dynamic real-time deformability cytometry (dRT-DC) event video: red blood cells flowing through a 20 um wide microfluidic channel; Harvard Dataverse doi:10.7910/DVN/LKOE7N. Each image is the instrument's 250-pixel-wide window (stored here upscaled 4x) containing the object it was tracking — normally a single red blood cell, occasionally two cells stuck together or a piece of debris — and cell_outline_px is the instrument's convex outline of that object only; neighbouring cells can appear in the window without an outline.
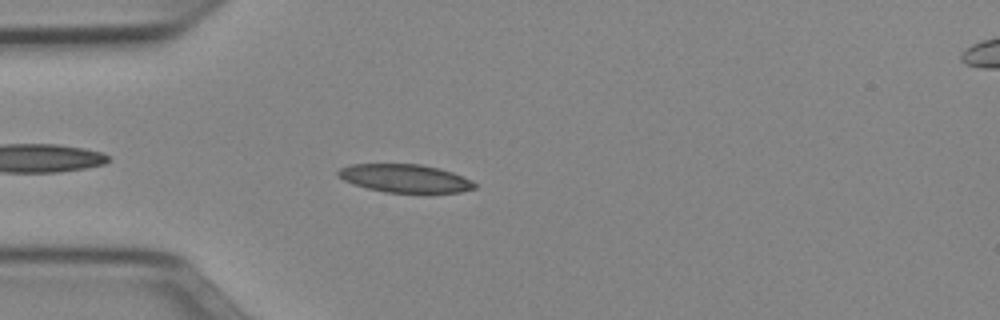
{"species": "Egyptian fruit bat (a non-hibernating species)", "species_latin": "Rousettus aegyptiacus", "temperature_condition": "cold", "stored_images_in_passage": 41, "camera_frame_rate_fps": 3000, "um_per_image_px": 0.085, "animal": {"sex": "female"}, "frame": {"image": 1, "passage_image": 4, "time_ms": 1.0, "image_size_px": [1000, 320], "cell_outline_px": [[476, 188], [460, 192], [384, 192], [352, 184], [344, 180], [336, 172], [340, 168], [352, 164], [420, 164], [440, 168], [452, 172], [472, 180], [476, 184]], "centroid_in_image_um": [34.43, 15.15], "position_along_channel_um": 50.6, "area_um2": 22.25}}
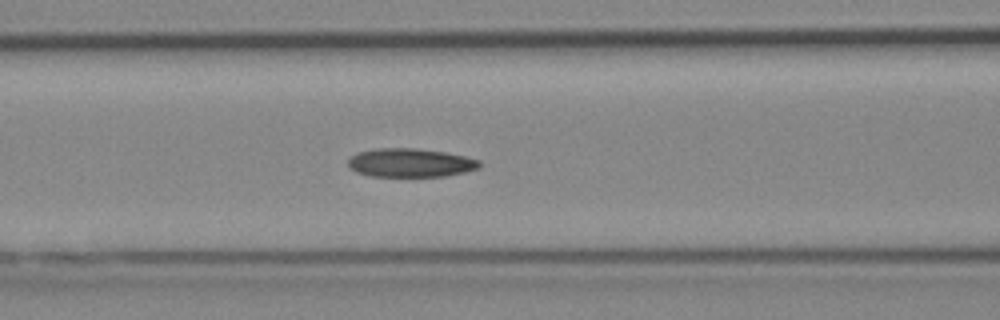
{"frame": {"image": 2, "passage_image": 11, "time_ms": 3.333, "image_size_px": [1000, 320], "cell_outline_px": [[480, 168], [464, 172], [444, 176], [372, 176], [356, 172], [348, 168], [348, 160], [352, 156], [360, 152], [380, 148], [412, 148], [444, 152], [464, 156], [480, 160]], "centroid_in_image_um": [34.88, 13.84], "position_along_channel_um": 131.7, "area_um2": 21.73}}
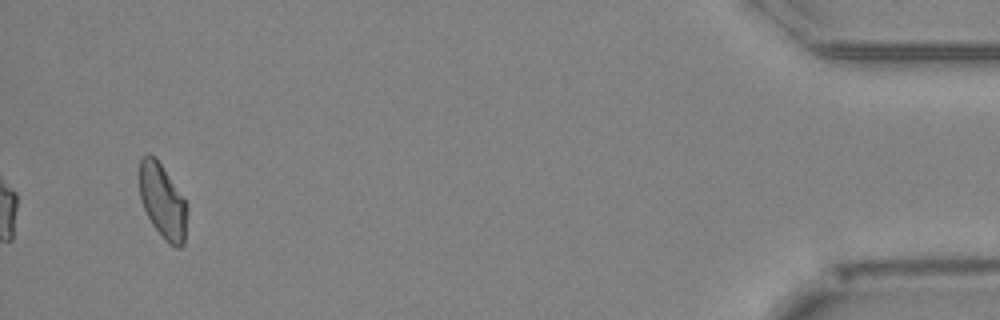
{"frame": {"image": 3, "passage_image": 39, "time_ms": 12.667, "image_size_px": [1000, 320], "cell_outline_px": [[188, 212], [184, 244], [180, 248], [176, 248], [168, 244], [152, 224], [140, 200], [140, 160], [144, 156], [156, 156], [188, 204]], "centroid_in_image_um": [13.86, 17.15], "position_along_channel_um": 421.3, "area_um2": 20.81}, "authors_computed_cell_mechanics": {"area_um2": 21.7906, "velocity_mm_per_s": 3.9535, "shape_relaxation_time_tau1_ms": null, "shape_relaxation_time_tau2_ms": 6.0327, "deformation_change_tau1": null, "deformation_change_tau2": 0.1238}}